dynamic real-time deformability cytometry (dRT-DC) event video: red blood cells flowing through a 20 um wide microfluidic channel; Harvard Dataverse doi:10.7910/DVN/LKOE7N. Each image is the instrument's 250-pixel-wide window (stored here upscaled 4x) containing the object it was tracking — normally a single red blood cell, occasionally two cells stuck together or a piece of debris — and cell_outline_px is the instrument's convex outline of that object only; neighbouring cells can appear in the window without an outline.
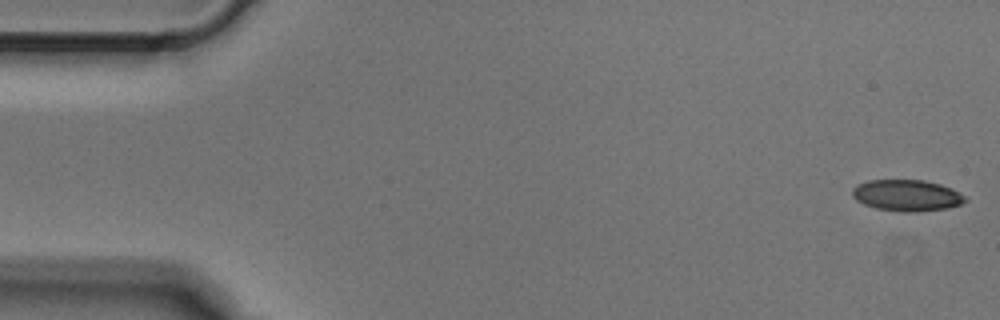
{"species": "Egyptian fruit bat (a non-hibernating species)", "species_latin": "Rousettus aegyptiacus", "temperature_condition": "cold", "stored_images_in_passage": 4, "camera_frame_rate_fps": 3000, "um_per_image_px": 0.085, "animal": {"sex": "male"}, "frame": {"image": 1, "passage_image": 1, "time_ms": 0.0, "image_size_px": [1000, 320], "cell_outline_px": [[968, 200], [960, 204], [948, 208], [916, 212], [900, 212], [876, 208], [864, 204], [856, 200], [852, 196], [852, 188], [868, 180], [924, 180], [940, 184], [952, 188], [968, 196]], "centroid_in_image_um": [77.12, 16.61], "position_along_channel_um": 7.9, "area_um2": 20.81}}
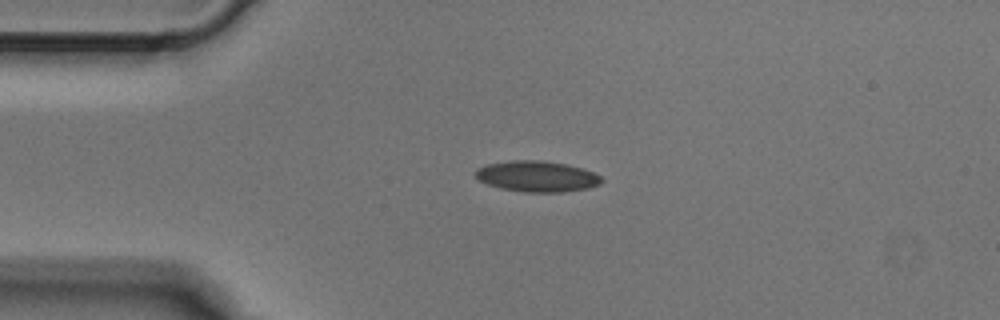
{"frame": {"image": 2, "passage_image": 4, "time_ms": 1.0, "image_size_px": [1000, 320], "cell_outline_px": [[604, 180], [600, 184], [588, 188], [564, 192], [524, 192], [500, 188], [488, 184], [480, 180], [472, 172], [476, 168], [488, 164], [508, 160], [540, 160], [568, 164], [592, 172], [600, 176]], "centroid_in_image_um": [45.62, 14.99], "position_along_channel_um": 39.4, "area_um2": 22.77}}